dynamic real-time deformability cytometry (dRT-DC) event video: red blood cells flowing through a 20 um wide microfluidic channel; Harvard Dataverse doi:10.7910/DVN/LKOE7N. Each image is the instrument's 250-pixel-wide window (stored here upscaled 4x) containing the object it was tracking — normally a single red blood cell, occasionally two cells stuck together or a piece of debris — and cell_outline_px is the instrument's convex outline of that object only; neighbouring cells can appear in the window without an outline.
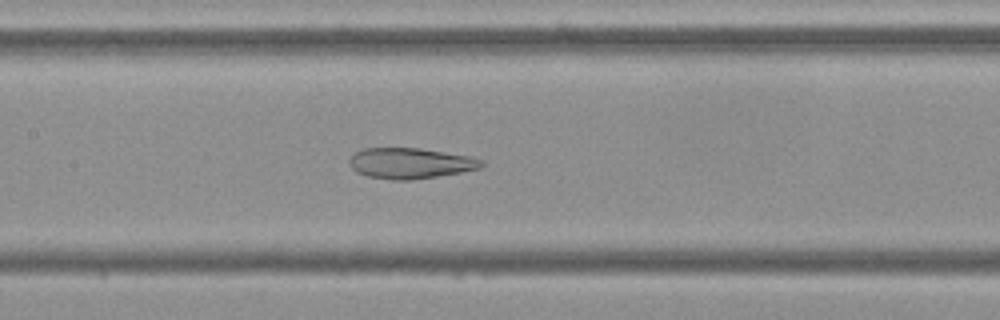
{"species": "Egyptian fruit bat (a non-hibernating species)", "species_latin": "Rousettus aegyptiacus", "temperature_condition": "cold", "stored_images_in_passage": 54, "camera_frame_rate_fps": 3000, "um_per_image_px": 0.085, "frame": {"image": 1, "passage_image": 25, "time_ms": 8.0, "image_size_px": [1000, 320], "cell_outline_px": [[484, 164], [480, 168], [460, 172], [412, 180], [392, 180], [368, 176], [356, 172], [352, 168], [348, 160], [356, 152], [364, 148], [420, 148], [468, 156], [484, 160]], "centroid_in_image_um": [34.86, 13.87], "position_along_channel_um": 172.5, "area_um2": 23.47}}
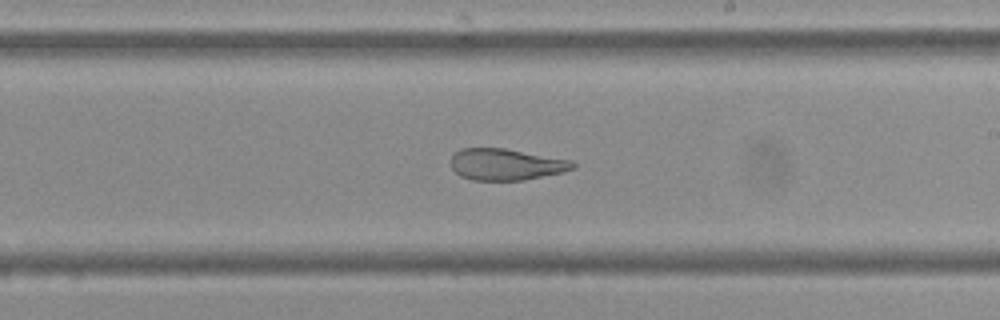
{"frame": {"image": 2, "passage_image": 31, "time_ms": 10.0, "image_size_px": [1000, 320], "cell_outline_px": [[576, 168], [564, 172], [524, 180], [472, 180], [460, 176], [452, 168], [452, 156], [460, 148], [504, 148], [572, 160], [576, 164]], "centroid_in_image_um": [43.04, 13.98], "position_along_channel_um": 246.0, "area_um2": 22.43}}
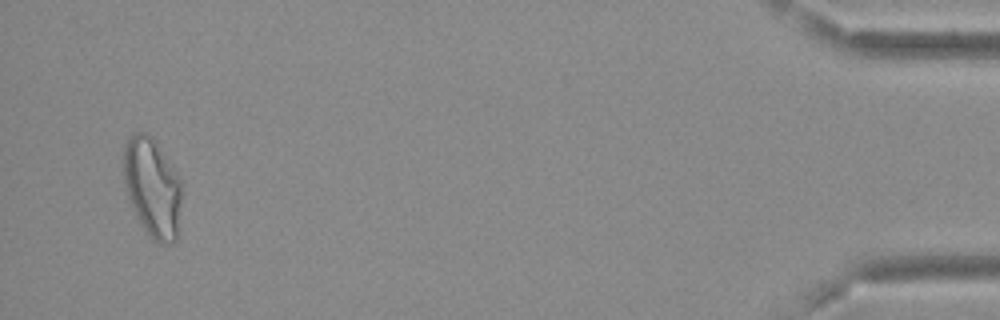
{"frame": {"image": 3, "passage_image": 52, "time_ms": 17.0, "image_size_px": [1000, 320], "cell_outline_px": [[180, 200], [176, 240], [172, 244], [160, 244], [148, 236], [128, 196], [124, 180], [124, 144], [128, 136], [132, 132], [144, 132], [152, 136], [172, 164], [180, 180]], "centroid_in_image_um": [12.94, 15.89], "position_along_channel_um": 422.3, "area_um2": 33.23}, "authors_computed_cell_mechanics": {"area_um2": 29.2468, "velocity_mm_per_s": 3.6923, "shape_relaxation_time_tau1_ms": null, "shape_relaxation_time_tau2_ms": 2.3963, "deformation_change_tau1": null, "deformation_change_tau2": 0.1122}}